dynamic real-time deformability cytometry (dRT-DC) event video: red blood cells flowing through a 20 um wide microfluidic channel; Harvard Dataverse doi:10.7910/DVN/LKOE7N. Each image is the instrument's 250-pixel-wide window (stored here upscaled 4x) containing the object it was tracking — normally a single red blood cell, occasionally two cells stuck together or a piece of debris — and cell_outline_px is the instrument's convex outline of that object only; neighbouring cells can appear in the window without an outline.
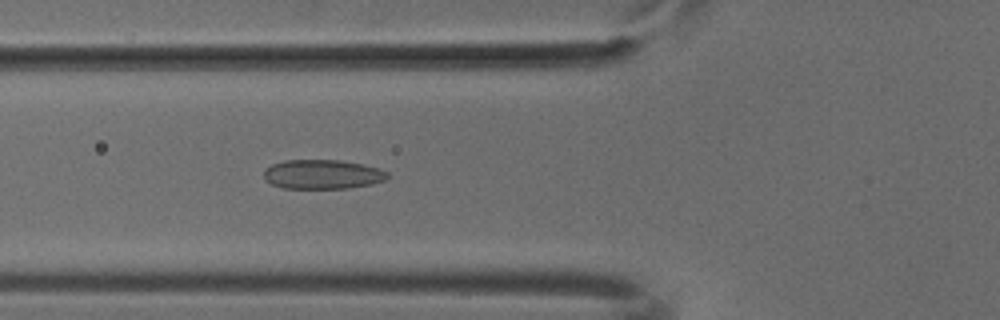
{"species": "common noctule bat (a hibernating species)", "species_latin": "Nyctalus noctula", "temperature_condition": "cold", "stored_images_in_passage": 50, "camera_frame_rate_fps": 3000, "um_per_image_px": 0.085, "animal": {"sex": "male", "body_mass_g": 18.8}, "frame": {"image": 1, "passage_image": 18, "time_ms": 5.667, "image_size_px": [1000, 320], "cell_outline_px": [[388, 176], [384, 180], [372, 184], [348, 188], [284, 188], [272, 184], [264, 180], [264, 168], [272, 164], [284, 160], [340, 160], [364, 164], [380, 168], [388, 172]], "centroid_in_image_um": [27.4, 14.81], "position_along_channel_um": 98.4, "area_um2": 21.27}}
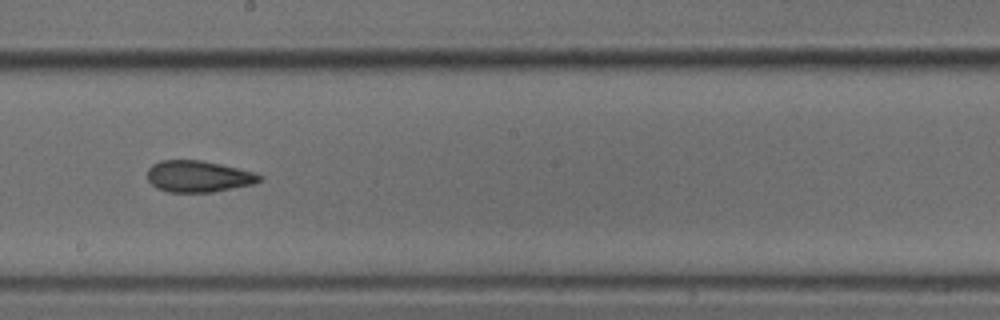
{"frame": {"image": 2, "passage_image": 28, "time_ms": 9.0, "image_size_px": [1000, 320], "cell_outline_px": [[264, 176], [256, 184], [212, 192], [168, 192], [156, 188], [148, 180], [148, 168], [152, 164], [160, 160], [200, 160], [220, 164], [256, 172]], "centroid_in_image_um": [16.89, 14.99], "position_along_channel_um": 231.3, "area_um2": 20.75}}
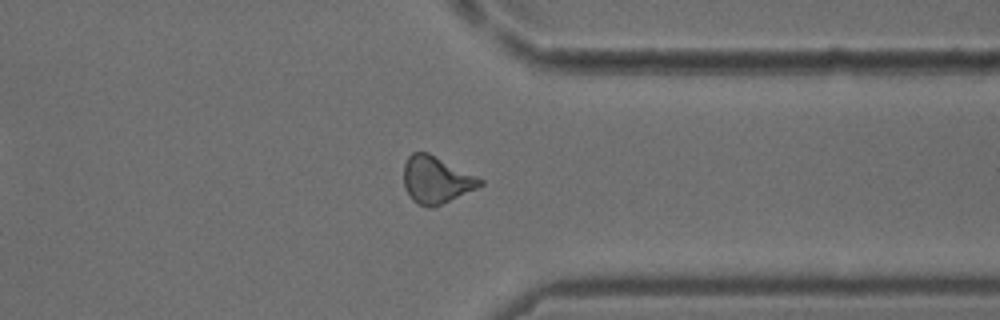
{"frame": {"image": 3, "passage_image": 39, "time_ms": 12.667, "image_size_px": [1000, 320], "cell_outline_px": [[484, 184], [476, 188], [432, 208], [424, 208], [416, 204], [412, 200], [404, 188], [404, 164], [408, 156], [412, 152], [428, 152], [484, 180]], "centroid_in_image_um": [37.03, 15.3], "position_along_channel_um": 374.4, "area_um2": 20.87}}